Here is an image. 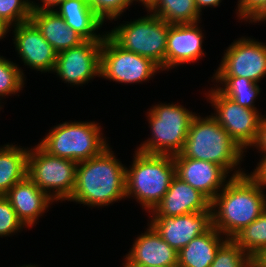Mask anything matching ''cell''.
<instances>
[{
    "instance_id": "4fadbf2b",
    "label": "cell",
    "mask_w": 266,
    "mask_h": 267,
    "mask_svg": "<svg viewBox=\"0 0 266 267\" xmlns=\"http://www.w3.org/2000/svg\"><path fill=\"white\" fill-rule=\"evenodd\" d=\"M148 223L161 238L179 252L194 238L213 227L212 209L180 216H148Z\"/></svg>"
},
{
    "instance_id": "9a60e30c",
    "label": "cell",
    "mask_w": 266,
    "mask_h": 267,
    "mask_svg": "<svg viewBox=\"0 0 266 267\" xmlns=\"http://www.w3.org/2000/svg\"><path fill=\"white\" fill-rule=\"evenodd\" d=\"M173 159L175 175L200 191L210 201L232 179L223 167L213 162L184 157L180 153L174 155Z\"/></svg>"
},
{
    "instance_id": "d6a6232c",
    "label": "cell",
    "mask_w": 266,
    "mask_h": 267,
    "mask_svg": "<svg viewBox=\"0 0 266 267\" xmlns=\"http://www.w3.org/2000/svg\"><path fill=\"white\" fill-rule=\"evenodd\" d=\"M250 148H256L257 152L266 154V115L262 117L255 142Z\"/></svg>"
},
{
    "instance_id": "f1b7e54d",
    "label": "cell",
    "mask_w": 266,
    "mask_h": 267,
    "mask_svg": "<svg viewBox=\"0 0 266 267\" xmlns=\"http://www.w3.org/2000/svg\"><path fill=\"white\" fill-rule=\"evenodd\" d=\"M30 0H0V21L9 29L31 18Z\"/></svg>"
},
{
    "instance_id": "60d3db41",
    "label": "cell",
    "mask_w": 266,
    "mask_h": 267,
    "mask_svg": "<svg viewBox=\"0 0 266 267\" xmlns=\"http://www.w3.org/2000/svg\"><path fill=\"white\" fill-rule=\"evenodd\" d=\"M143 267H150V266H143ZM156 267H178V266L177 265H171V266H156Z\"/></svg>"
},
{
    "instance_id": "83f0119b",
    "label": "cell",
    "mask_w": 266,
    "mask_h": 267,
    "mask_svg": "<svg viewBox=\"0 0 266 267\" xmlns=\"http://www.w3.org/2000/svg\"><path fill=\"white\" fill-rule=\"evenodd\" d=\"M251 265V258L232 239H227L217 250L210 267H250Z\"/></svg>"
},
{
    "instance_id": "b9f144b4",
    "label": "cell",
    "mask_w": 266,
    "mask_h": 267,
    "mask_svg": "<svg viewBox=\"0 0 266 267\" xmlns=\"http://www.w3.org/2000/svg\"><path fill=\"white\" fill-rule=\"evenodd\" d=\"M1 101H3V99L2 98H0V111H1V109L4 107L1 103H3V102H1Z\"/></svg>"
},
{
    "instance_id": "30bf717a",
    "label": "cell",
    "mask_w": 266,
    "mask_h": 267,
    "mask_svg": "<svg viewBox=\"0 0 266 267\" xmlns=\"http://www.w3.org/2000/svg\"><path fill=\"white\" fill-rule=\"evenodd\" d=\"M207 91L204 93L206 100L214 107L212 117L246 153L255 142L264 115L259 110L239 105L214 86Z\"/></svg>"
},
{
    "instance_id": "7a4b0ae2",
    "label": "cell",
    "mask_w": 266,
    "mask_h": 267,
    "mask_svg": "<svg viewBox=\"0 0 266 267\" xmlns=\"http://www.w3.org/2000/svg\"><path fill=\"white\" fill-rule=\"evenodd\" d=\"M248 172L232 177L211 201L213 227L232 239L266 210V194Z\"/></svg>"
},
{
    "instance_id": "277c9868",
    "label": "cell",
    "mask_w": 266,
    "mask_h": 267,
    "mask_svg": "<svg viewBox=\"0 0 266 267\" xmlns=\"http://www.w3.org/2000/svg\"><path fill=\"white\" fill-rule=\"evenodd\" d=\"M126 167V198L135 199L150 213L161 201L175 176L172 155L147 154L135 149Z\"/></svg>"
},
{
    "instance_id": "44dd1931",
    "label": "cell",
    "mask_w": 266,
    "mask_h": 267,
    "mask_svg": "<svg viewBox=\"0 0 266 267\" xmlns=\"http://www.w3.org/2000/svg\"><path fill=\"white\" fill-rule=\"evenodd\" d=\"M55 8L53 10L65 20L67 26L85 40H103L107 34L106 31L98 33L104 22L90 8L86 0H65Z\"/></svg>"
},
{
    "instance_id": "e575fe53",
    "label": "cell",
    "mask_w": 266,
    "mask_h": 267,
    "mask_svg": "<svg viewBox=\"0 0 266 267\" xmlns=\"http://www.w3.org/2000/svg\"><path fill=\"white\" fill-rule=\"evenodd\" d=\"M39 1V0H38ZM41 2H35V0H30V5L32 10H53L61 2L65 0H40ZM41 3V4H40Z\"/></svg>"
},
{
    "instance_id": "ffe728a7",
    "label": "cell",
    "mask_w": 266,
    "mask_h": 267,
    "mask_svg": "<svg viewBox=\"0 0 266 267\" xmlns=\"http://www.w3.org/2000/svg\"><path fill=\"white\" fill-rule=\"evenodd\" d=\"M30 20L57 53L80 45L85 39L54 10H32Z\"/></svg>"
},
{
    "instance_id": "7402d4cb",
    "label": "cell",
    "mask_w": 266,
    "mask_h": 267,
    "mask_svg": "<svg viewBox=\"0 0 266 267\" xmlns=\"http://www.w3.org/2000/svg\"><path fill=\"white\" fill-rule=\"evenodd\" d=\"M227 238L214 227L178 252V267H210L219 247Z\"/></svg>"
},
{
    "instance_id": "5b68a950",
    "label": "cell",
    "mask_w": 266,
    "mask_h": 267,
    "mask_svg": "<svg viewBox=\"0 0 266 267\" xmlns=\"http://www.w3.org/2000/svg\"><path fill=\"white\" fill-rule=\"evenodd\" d=\"M147 111V121L151 136L136 150L147 154L176 155L184 146L190 124L197 115L184 105L177 103H157Z\"/></svg>"
},
{
    "instance_id": "ab89813d",
    "label": "cell",
    "mask_w": 266,
    "mask_h": 267,
    "mask_svg": "<svg viewBox=\"0 0 266 267\" xmlns=\"http://www.w3.org/2000/svg\"><path fill=\"white\" fill-rule=\"evenodd\" d=\"M16 267H39L38 265H31V263L30 264H27V265H22V266H17L16 265Z\"/></svg>"
},
{
    "instance_id": "5bb4252c",
    "label": "cell",
    "mask_w": 266,
    "mask_h": 267,
    "mask_svg": "<svg viewBox=\"0 0 266 267\" xmlns=\"http://www.w3.org/2000/svg\"><path fill=\"white\" fill-rule=\"evenodd\" d=\"M12 27L13 47L24 65L41 73L53 72L58 53L36 25L29 20Z\"/></svg>"
},
{
    "instance_id": "484cf974",
    "label": "cell",
    "mask_w": 266,
    "mask_h": 267,
    "mask_svg": "<svg viewBox=\"0 0 266 267\" xmlns=\"http://www.w3.org/2000/svg\"><path fill=\"white\" fill-rule=\"evenodd\" d=\"M232 240L250 258L266 247V210L256 220L236 234Z\"/></svg>"
},
{
    "instance_id": "f546056e",
    "label": "cell",
    "mask_w": 266,
    "mask_h": 267,
    "mask_svg": "<svg viewBox=\"0 0 266 267\" xmlns=\"http://www.w3.org/2000/svg\"><path fill=\"white\" fill-rule=\"evenodd\" d=\"M90 8L105 23L123 16L127 8L131 5L140 3L138 0H86ZM122 15V16H121Z\"/></svg>"
},
{
    "instance_id": "d590c367",
    "label": "cell",
    "mask_w": 266,
    "mask_h": 267,
    "mask_svg": "<svg viewBox=\"0 0 266 267\" xmlns=\"http://www.w3.org/2000/svg\"><path fill=\"white\" fill-rule=\"evenodd\" d=\"M223 0H195V4H196V7L199 11V13L202 15V9H205L206 8H216V7H219L221 6L220 3L222 2Z\"/></svg>"
},
{
    "instance_id": "8d00e7d4",
    "label": "cell",
    "mask_w": 266,
    "mask_h": 267,
    "mask_svg": "<svg viewBox=\"0 0 266 267\" xmlns=\"http://www.w3.org/2000/svg\"><path fill=\"white\" fill-rule=\"evenodd\" d=\"M253 267H266V247L251 258Z\"/></svg>"
},
{
    "instance_id": "52a82bcc",
    "label": "cell",
    "mask_w": 266,
    "mask_h": 267,
    "mask_svg": "<svg viewBox=\"0 0 266 267\" xmlns=\"http://www.w3.org/2000/svg\"><path fill=\"white\" fill-rule=\"evenodd\" d=\"M107 34L123 49L151 59L166 71V42L170 24L147 12L133 21H123Z\"/></svg>"
},
{
    "instance_id": "6da1fadb",
    "label": "cell",
    "mask_w": 266,
    "mask_h": 267,
    "mask_svg": "<svg viewBox=\"0 0 266 267\" xmlns=\"http://www.w3.org/2000/svg\"><path fill=\"white\" fill-rule=\"evenodd\" d=\"M125 199L126 165L117 159L111 146L77 164L76 184L67 201L103 208Z\"/></svg>"
},
{
    "instance_id": "8992f818",
    "label": "cell",
    "mask_w": 266,
    "mask_h": 267,
    "mask_svg": "<svg viewBox=\"0 0 266 267\" xmlns=\"http://www.w3.org/2000/svg\"><path fill=\"white\" fill-rule=\"evenodd\" d=\"M101 129L95 121H65L53 126L38 145L52 156L83 162L110 145Z\"/></svg>"
},
{
    "instance_id": "1f68e13d",
    "label": "cell",
    "mask_w": 266,
    "mask_h": 267,
    "mask_svg": "<svg viewBox=\"0 0 266 267\" xmlns=\"http://www.w3.org/2000/svg\"><path fill=\"white\" fill-rule=\"evenodd\" d=\"M235 10L241 22L257 24L266 21V0H238Z\"/></svg>"
},
{
    "instance_id": "8fae6325",
    "label": "cell",
    "mask_w": 266,
    "mask_h": 267,
    "mask_svg": "<svg viewBox=\"0 0 266 267\" xmlns=\"http://www.w3.org/2000/svg\"><path fill=\"white\" fill-rule=\"evenodd\" d=\"M242 36L224 50L213 76L245 77L260 83L266 75V43Z\"/></svg>"
},
{
    "instance_id": "836d02e7",
    "label": "cell",
    "mask_w": 266,
    "mask_h": 267,
    "mask_svg": "<svg viewBox=\"0 0 266 267\" xmlns=\"http://www.w3.org/2000/svg\"><path fill=\"white\" fill-rule=\"evenodd\" d=\"M253 172L248 173L257 183L266 189V154H262Z\"/></svg>"
},
{
    "instance_id": "2e32d148",
    "label": "cell",
    "mask_w": 266,
    "mask_h": 267,
    "mask_svg": "<svg viewBox=\"0 0 266 267\" xmlns=\"http://www.w3.org/2000/svg\"><path fill=\"white\" fill-rule=\"evenodd\" d=\"M196 23L170 24L166 42V71L197 62L204 55V33Z\"/></svg>"
},
{
    "instance_id": "d4e9b609",
    "label": "cell",
    "mask_w": 266,
    "mask_h": 267,
    "mask_svg": "<svg viewBox=\"0 0 266 267\" xmlns=\"http://www.w3.org/2000/svg\"><path fill=\"white\" fill-rule=\"evenodd\" d=\"M211 81L218 84L214 86L222 94L239 105L249 109L258 110L257 107H255V102L261 92L258 83L246 79L245 77L235 76H213L211 77Z\"/></svg>"
},
{
    "instance_id": "cb8c5ba5",
    "label": "cell",
    "mask_w": 266,
    "mask_h": 267,
    "mask_svg": "<svg viewBox=\"0 0 266 267\" xmlns=\"http://www.w3.org/2000/svg\"><path fill=\"white\" fill-rule=\"evenodd\" d=\"M144 8L169 24L202 22L195 0H150Z\"/></svg>"
},
{
    "instance_id": "4dcf8cb0",
    "label": "cell",
    "mask_w": 266,
    "mask_h": 267,
    "mask_svg": "<svg viewBox=\"0 0 266 267\" xmlns=\"http://www.w3.org/2000/svg\"><path fill=\"white\" fill-rule=\"evenodd\" d=\"M25 228L10 201L4 195L0 196V238L14 236Z\"/></svg>"
},
{
    "instance_id": "d6986e66",
    "label": "cell",
    "mask_w": 266,
    "mask_h": 267,
    "mask_svg": "<svg viewBox=\"0 0 266 267\" xmlns=\"http://www.w3.org/2000/svg\"><path fill=\"white\" fill-rule=\"evenodd\" d=\"M16 212L18 219L26 228H32L46 213L54 201L26 176L16 183L5 195Z\"/></svg>"
},
{
    "instance_id": "e0dca14e",
    "label": "cell",
    "mask_w": 266,
    "mask_h": 267,
    "mask_svg": "<svg viewBox=\"0 0 266 267\" xmlns=\"http://www.w3.org/2000/svg\"><path fill=\"white\" fill-rule=\"evenodd\" d=\"M145 230L137 235L131 250L123 256V267L177 265L178 252L167 244L149 223Z\"/></svg>"
},
{
    "instance_id": "f35d334b",
    "label": "cell",
    "mask_w": 266,
    "mask_h": 267,
    "mask_svg": "<svg viewBox=\"0 0 266 267\" xmlns=\"http://www.w3.org/2000/svg\"><path fill=\"white\" fill-rule=\"evenodd\" d=\"M138 1L141 3V5L145 7L150 0H138Z\"/></svg>"
},
{
    "instance_id": "9c48e42d",
    "label": "cell",
    "mask_w": 266,
    "mask_h": 267,
    "mask_svg": "<svg viewBox=\"0 0 266 267\" xmlns=\"http://www.w3.org/2000/svg\"><path fill=\"white\" fill-rule=\"evenodd\" d=\"M161 68L151 59L127 51L108 34L101 47L100 78L123 84H142L155 77Z\"/></svg>"
},
{
    "instance_id": "7c38bea8",
    "label": "cell",
    "mask_w": 266,
    "mask_h": 267,
    "mask_svg": "<svg viewBox=\"0 0 266 267\" xmlns=\"http://www.w3.org/2000/svg\"><path fill=\"white\" fill-rule=\"evenodd\" d=\"M103 40H85L80 45L57 54L52 73L73 87L83 86L100 77Z\"/></svg>"
},
{
    "instance_id": "3957f363",
    "label": "cell",
    "mask_w": 266,
    "mask_h": 267,
    "mask_svg": "<svg viewBox=\"0 0 266 267\" xmlns=\"http://www.w3.org/2000/svg\"><path fill=\"white\" fill-rule=\"evenodd\" d=\"M244 152L212 115L202 117L198 114L190 124L180 154L196 160L213 162L232 174V177H238L247 173L240 166L246 155Z\"/></svg>"
},
{
    "instance_id": "74e56055",
    "label": "cell",
    "mask_w": 266,
    "mask_h": 267,
    "mask_svg": "<svg viewBox=\"0 0 266 267\" xmlns=\"http://www.w3.org/2000/svg\"><path fill=\"white\" fill-rule=\"evenodd\" d=\"M11 29H9L5 24L0 21V41L6 37L7 33H10Z\"/></svg>"
},
{
    "instance_id": "ba28073f",
    "label": "cell",
    "mask_w": 266,
    "mask_h": 267,
    "mask_svg": "<svg viewBox=\"0 0 266 267\" xmlns=\"http://www.w3.org/2000/svg\"><path fill=\"white\" fill-rule=\"evenodd\" d=\"M77 164L52 156L37 144L29 147L27 176L54 202H65L74 191Z\"/></svg>"
},
{
    "instance_id": "4316f807",
    "label": "cell",
    "mask_w": 266,
    "mask_h": 267,
    "mask_svg": "<svg viewBox=\"0 0 266 267\" xmlns=\"http://www.w3.org/2000/svg\"><path fill=\"white\" fill-rule=\"evenodd\" d=\"M22 67L0 55V98L20 93L25 87L26 75ZM25 82V83H24Z\"/></svg>"
},
{
    "instance_id": "ac0fdd59",
    "label": "cell",
    "mask_w": 266,
    "mask_h": 267,
    "mask_svg": "<svg viewBox=\"0 0 266 267\" xmlns=\"http://www.w3.org/2000/svg\"><path fill=\"white\" fill-rule=\"evenodd\" d=\"M211 209V201L176 175L161 201L150 211V216H180Z\"/></svg>"
},
{
    "instance_id": "603a6c76",
    "label": "cell",
    "mask_w": 266,
    "mask_h": 267,
    "mask_svg": "<svg viewBox=\"0 0 266 267\" xmlns=\"http://www.w3.org/2000/svg\"><path fill=\"white\" fill-rule=\"evenodd\" d=\"M29 148L7 143L0 146V196L27 176Z\"/></svg>"
}]
</instances>
